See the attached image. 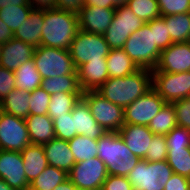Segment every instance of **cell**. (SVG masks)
I'll use <instances>...</instances> for the list:
<instances>
[{
  "label": "cell",
  "mask_w": 190,
  "mask_h": 190,
  "mask_svg": "<svg viewBox=\"0 0 190 190\" xmlns=\"http://www.w3.org/2000/svg\"><path fill=\"white\" fill-rule=\"evenodd\" d=\"M152 88V70L140 68L128 76L108 78L97 92L113 104L126 108Z\"/></svg>",
  "instance_id": "obj_1"
},
{
  "label": "cell",
  "mask_w": 190,
  "mask_h": 190,
  "mask_svg": "<svg viewBox=\"0 0 190 190\" xmlns=\"http://www.w3.org/2000/svg\"><path fill=\"white\" fill-rule=\"evenodd\" d=\"M78 30V14L56 8L44 10L41 45L69 50Z\"/></svg>",
  "instance_id": "obj_2"
},
{
  "label": "cell",
  "mask_w": 190,
  "mask_h": 190,
  "mask_svg": "<svg viewBox=\"0 0 190 190\" xmlns=\"http://www.w3.org/2000/svg\"><path fill=\"white\" fill-rule=\"evenodd\" d=\"M98 158L102 160L108 175L125 176L140 161L126 146L118 132H107L98 139Z\"/></svg>",
  "instance_id": "obj_3"
},
{
  "label": "cell",
  "mask_w": 190,
  "mask_h": 190,
  "mask_svg": "<svg viewBox=\"0 0 190 190\" xmlns=\"http://www.w3.org/2000/svg\"><path fill=\"white\" fill-rule=\"evenodd\" d=\"M123 50L139 68L150 70L156 68L161 54L155 44L154 28L147 23L129 36Z\"/></svg>",
  "instance_id": "obj_4"
},
{
  "label": "cell",
  "mask_w": 190,
  "mask_h": 190,
  "mask_svg": "<svg viewBox=\"0 0 190 190\" xmlns=\"http://www.w3.org/2000/svg\"><path fill=\"white\" fill-rule=\"evenodd\" d=\"M33 60L42 79L77 75L69 50L40 45L34 50Z\"/></svg>",
  "instance_id": "obj_5"
},
{
  "label": "cell",
  "mask_w": 190,
  "mask_h": 190,
  "mask_svg": "<svg viewBox=\"0 0 190 190\" xmlns=\"http://www.w3.org/2000/svg\"><path fill=\"white\" fill-rule=\"evenodd\" d=\"M173 170L168 162L140 159L127 178L134 190H164Z\"/></svg>",
  "instance_id": "obj_6"
},
{
  "label": "cell",
  "mask_w": 190,
  "mask_h": 190,
  "mask_svg": "<svg viewBox=\"0 0 190 190\" xmlns=\"http://www.w3.org/2000/svg\"><path fill=\"white\" fill-rule=\"evenodd\" d=\"M104 35L78 30L69 48L70 56L77 69L80 65L95 60H106L110 52Z\"/></svg>",
  "instance_id": "obj_7"
},
{
  "label": "cell",
  "mask_w": 190,
  "mask_h": 190,
  "mask_svg": "<svg viewBox=\"0 0 190 190\" xmlns=\"http://www.w3.org/2000/svg\"><path fill=\"white\" fill-rule=\"evenodd\" d=\"M82 99L87 103L97 123L106 132H118L124 123V108L113 104L97 91L82 92Z\"/></svg>",
  "instance_id": "obj_8"
},
{
  "label": "cell",
  "mask_w": 190,
  "mask_h": 190,
  "mask_svg": "<svg viewBox=\"0 0 190 190\" xmlns=\"http://www.w3.org/2000/svg\"><path fill=\"white\" fill-rule=\"evenodd\" d=\"M145 22L136 16L126 5L115 8L112 22L103 34L110 49H123L129 36Z\"/></svg>",
  "instance_id": "obj_9"
},
{
  "label": "cell",
  "mask_w": 190,
  "mask_h": 190,
  "mask_svg": "<svg viewBox=\"0 0 190 190\" xmlns=\"http://www.w3.org/2000/svg\"><path fill=\"white\" fill-rule=\"evenodd\" d=\"M152 87L166 103L188 98L190 97V71L152 72Z\"/></svg>",
  "instance_id": "obj_10"
},
{
  "label": "cell",
  "mask_w": 190,
  "mask_h": 190,
  "mask_svg": "<svg viewBox=\"0 0 190 190\" xmlns=\"http://www.w3.org/2000/svg\"><path fill=\"white\" fill-rule=\"evenodd\" d=\"M68 176L79 190H101L108 173L105 163L95 157L76 162Z\"/></svg>",
  "instance_id": "obj_11"
},
{
  "label": "cell",
  "mask_w": 190,
  "mask_h": 190,
  "mask_svg": "<svg viewBox=\"0 0 190 190\" xmlns=\"http://www.w3.org/2000/svg\"><path fill=\"white\" fill-rule=\"evenodd\" d=\"M30 144L25 119L0 110V149L21 152Z\"/></svg>",
  "instance_id": "obj_12"
},
{
  "label": "cell",
  "mask_w": 190,
  "mask_h": 190,
  "mask_svg": "<svg viewBox=\"0 0 190 190\" xmlns=\"http://www.w3.org/2000/svg\"><path fill=\"white\" fill-rule=\"evenodd\" d=\"M165 104L152 88L124 108V123L148 126Z\"/></svg>",
  "instance_id": "obj_13"
},
{
  "label": "cell",
  "mask_w": 190,
  "mask_h": 190,
  "mask_svg": "<svg viewBox=\"0 0 190 190\" xmlns=\"http://www.w3.org/2000/svg\"><path fill=\"white\" fill-rule=\"evenodd\" d=\"M24 169L20 152L0 149V179L16 190H28L29 183Z\"/></svg>",
  "instance_id": "obj_14"
},
{
  "label": "cell",
  "mask_w": 190,
  "mask_h": 190,
  "mask_svg": "<svg viewBox=\"0 0 190 190\" xmlns=\"http://www.w3.org/2000/svg\"><path fill=\"white\" fill-rule=\"evenodd\" d=\"M190 71V41L172 43L161 51L158 64L152 72L182 73Z\"/></svg>",
  "instance_id": "obj_15"
},
{
  "label": "cell",
  "mask_w": 190,
  "mask_h": 190,
  "mask_svg": "<svg viewBox=\"0 0 190 190\" xmlns=\"http://www.w3.org/2000/svg\"><path fill=\"white\" fill-rule=\"evenodd\" d=\"M115 8L84 6L78 13L79 29L103 35L110 26Z\"/></svg>",
  "instance_id": "obj_16"
},
{
  "label": "cell",
  "mask_w": 190,
  "mask_h": 190,
  "mask_svg": "<svg viewBox=\"0 0 190 190\" xmlns=\"http://www.w3.org/2000/svg\"><path fill=\"white\" fill-rule=\"evenodd\" d=\"M35 47L19 39L12 38L2 44L0 66L10 71H16L23 63L33 58Z\"/></svg>",
  "instance_id": "obj_17"
},
{
  "label": "cell",
  "mask_w": 190,
  "mask_h": 190,
  "mask_svg": "<svg viewBox=\"0 0 190 190\" xmlns=\"http://www.w3.org/2000/svg\"><path fill=\"white\" fill-rule=\"evenodd\" d=\"M118 134L135 157L145 158L154 135L148 126L124 124Z\"/></svg>",
  "instance_id": "obj_18"
},
{
  "label": "cell",
  "mask_w": 190,
  "mask_h": 190,
  "mask_svg": "<svg viewBox=\"0 0 190 190\" xmlns=\"http://www.w3.org/2000/svg\"><path fill=\"white\" fill-rule=\"evenodd\" d=\"M77 76L82 92L97 91L109 78L106 60L89 61L80 65Z\"/></svg>",
  "instance_id": "obj_19"
},
{
  "label": "cell",
  "mask_w": 190,
  "mask_h": 190,
  "mask_svg": "<svg viewBox=\"0 0 190 190\" xmlns=\"http://www.w3.org/2000/svg\"><path fill=\"white\" fill-rule=\"evenodd\" d=\"M74 118V130L77 135H84L93 140H98L107 133L94 119L87 103L81 98L72 109Z\"/></svg>",
  "instance_id": "obj_20"
},
{
  "label": "cell",
  "mask_w": 190,
  "mask_h": 190,
  "mask_svg": "<svg viewBox=\"0 0 190 190\" xmlns=\"http://www.w3.org/2000/svg\"><path fill=\"white\" fill-rule=\"evenodd\" d=\"M43 148L49 166L69 173L76 163L67 140L55 137L48 143L43 144Z\"/></svg>",
  "instance_id": "obj_21"
},
{
  "label": "cell",
  "mask_w": 190,
  "mask_h": 190,
  "mask_svg": "<svg viewBox=\"0 0 190 190\" xmlns=\"http://www.w3.org/2000/svg\"><path fill=\"white\" fill-rule=\"evenodd\" d=\"M44 10L32 9L13 37L37 48L41 45Z\"/></svg>",
  "instance_id": "obj_22"
},
{
  "label": "cell",
  "mask_w": 190,
  "mask_h": 190,
  "mask_svg": "<svg viewBox=\"0 0 190 190\" xmlns=\"http://www.w3.org/2000/svg\"><path fill=\"white\" fill-rule=\"evenodd\" d=\"M31 144L43 145L54 139L53 120L47 115H29L26 119Z\"/></svg>",
  "instance_id": "obj_23"
},
{
  "label": "cell",
  "mask_w": 190,
  "mask_h": 190,
  "mask_svg": "<svg viewBox=\"0 0 190 190\" xmlns=\"http://www.w3.org/2000/svg\"><path fill=\"white\" fill-rule=\"evenodd\" d=\"M24 164V170L28 183L41 174L49 166L43 145L30 144L21 152Z\"/></svg>",
  "instance_id": "obj_24"
},
{
  "label": "cell",
  "mask_w": 190,
  "mask_h": 190,
  "mask_svg": "<svg viewBox=\"0 0 190 190\" xmlns=\"http://www.w3.org/2000/svg\"><path fill=\"white\" fill-rule=\"evenodd\" d=\"M106 62L109 78L128 76L140 69L123 49H111Z\"/></svg>",
  "instance_id": "obj_25"
},
{
  "label": "cell",
  "mask_w": 190,
  "mask_h": 190,
  "mask_svg": "<svg viewBox=\"0 0 190 190\" xmlns=\"http://www.w3.org/2000/svg\"><path fill=\"white\" fill-rule=\"evenodd\" d=\"M29 93L14 88L1 100L0 110L15 117L26 119L29 116Z\"/></svg>",
  "instance_id": "obj_26"
},
{
  "label": "cell",
  "mask_w": 190,
  "mask_h": 190,
  "mask_svg": "<svg viewBox=\"0 0 190 190\" xmlns=\"http://www.w3.org/2000/svg\"><path fill=\"white\" fill-rule=\"evenodd\" d=\"M16 85L15 88L32 92L41 86L42 77L35 67L33 58L23 63L14 71Z\"/></svg>",
  "instance_id": "obj_27"
},
{
  "label": "cell",
  "mask_w": 190,
  "mask_h": 190,
  "mask_svg": "<svg viewBox=\"0 0 190 190\" xmlns=\"http://www.w3.org/2000/svg\"><path fill=\"white\" fill-rule=\"evenodd\" d=\"M172 43L190 41V12L162 17Z\"/></svg>",
  "instance_id": "obj_28"
},
{
  "label": "cell",
  "mask_w": 190,
  "mask_h": 190,
  "mask_svg": "<svg viewBox=\"0 0 190 190\" xmlns=\"http://www.w3.org/2000/svg\"><path fill=\"white\" fill-rule=\"evenodd\" d=\"M69 178L62 169L47 166L34 180L29 183L28 190H54L59 184Z\"/></svg>",
  "instance_id": "obj_29"
},
{
  "label": "cell",
  "mask_w": 190,
  "mask_h": 190,
  "mask_svg": "<svg viewBox=\"0 0 190 190\" xmlns=\"http://www.w3.org/2000/svg\"><path fill=\"white\" fill-rule=\"evenodd\" d=\"M82 98V93H62L52 94L48 105L47 115L52 119L57 116L66 115L72 112L74 106Z\"/></svg>",
  "instance_id": "obj_30"
},
{
  "label": "cell",
  "mask_w": 190,
  "mask_h": 190,
  "mask_svg": "<svg viewBox=\"0 0 190 190\" xmlns=\"http://www.w3.org/2000/svg\"><path fill=\"white\" fill-rule=\"evenodd\" d=\"M49 95L62 93H82L77 75H63L42 79L41 86Z\"/></svg>",
  "instance_id": "obj_31"
},
{
  "label": "cell",
  "mask_w": 190,
  "mask_h": 190,
  "mask_svg": "<svg viewBox=\"0 0 190 190\" xmlns=\"http://www.w3.org/2000/svg\"><path fill=\"white\" fill-rule=\"evenodd\" d=\"M177 126L176 113L172 103H166L148 125L153 134L167 135Z\"/></svg>",
  "instance_id": "obj_32"
},
{
  "label": "cell",
  "mask_w": 190,
  "mask_h": 190,
  "mask_svg": "<svg viewBox=\"0 0 190 190\" xmlns=\"http://www.w3.org/2000/svg\"><path fill=\"white\" fill-rule=\"evenodd\" d=\"M75 162L90 160L98 157V140L90 139L84 135H77L68 141Z\"/></svg>",
  "instance_id": "obj_33"
},
{
  "label": "cell",
  "mask_w": 190,
  "mask_h": 190,
  "mask_svg": "<svg viewBox=\"0 0 190 190\" xmlns=\"http://www.w3.org/2000/svg\"><path fill=\"white\" fill-rule=\"evenodd\" d=\"M166 161L174 174L190 178V148H168Z\"/></svg>",
  "instance_id": "obj_34"
},
{
  "label": "cell",
  "mask_w": 190,
  "mask_h": 190,
  "mask_svg": "<svg viewBox=\"0 0 190 190\" xmlns=\"http://www.w3.org/2000/svg\"><path fill=\"white\" fill-rule=\"evenodd\" d=\"M33 8L31 6H7L0 8V19L11 29L12 33L23 24Z\"/></svg>",
  "instance_id": "obj_35"
},
{
  "label": "cell",
  "mask_w": 190,
  "mask_h": 190,
  "mask_svg": "<svg viewBox=\"0 0 190 190\" xmlns=\"http://www.w3.org/2000/svg\"><path fill=\"white\" fill-rule=\"evenodd\" d=\"M126 6L145 23L161 17L157 0H128Z\"/></svg>",
  "instance_id": "obj_36"
},
{
  "label": "cell",
  "mask_w": 190,
  "mask_h": 190,
  "mask_svg": "<svg viewBox=\"0 0 190 190\" xmlns=\"http://www.w3.org/2000/svg\"><path fill=\"white\" fill-rule=\"evenodd\" d=\"M51 95L41 87L29 93V115H45L48 113V105Z\"/></svg>",
  "instance_id": "obj_37"
},
{
  "label": "cell",
  "mask_w": 190,
  "mask_h": 190,
  "mask_svg": "<svg viewBox=\"0 0 190 190\" xmlns=\"http://www.w3.org/2000/svg\"><path fill=\"white\" fill-rule=\"evenodd\" d=\"M53 125L56 138L69 141L77 136L71 112L66 115L57 116V119L53 120Z\"/></svg>",
  "instance_id": "obj_38"
},
{
  "label": "cell",
  "mask_w": 190,
  "mask_h": 190,
  "mask_svg": "<svg viewBox=\"0 0 190 190\" xmlns=\"http://www.w3.org/2000/svg\"><path fill=\"white\" fill-rule=\"evenodd\" d=\"M167 153L168 148L165 135L154 134L144 159L149 162L165 161Z\"/></svg>",
  "instance_id": "obj_39"
},
{
  "label": "cell",
  "mask_w": 190,
  "mask_h": 190,
  "mask_svg": "<svg viewBox=\"0 0 190 190\" xmlns=\"http://www.w3.org/2000/svg\"><path fill=\"white\" fill-rule=\"evenodd\" d=\"M150 28H154L155 44L162 51L172 44L165 20L162 17L146 22Z\"/></svg>",
  "instance_id": "obj_40"
},
{
  "label": "cell",
  "mask_w": 190,
  "mask_h": 190,
  "mask_svg": "<svg viewBox=\"0 0 190 190\" xmlns=\"http://www.w3.org/2000/svg\"><path fill=\"white\" fill-rule=\"evenodd\" d=\"M161 17L190 12V0H157Z\"/></svg>",
  "instance_id": "obj_41"
},
{
  "label": "cell",
  "mask_w": 190,
  "mask_h": 190,
  "mask_svg": "<svg viewBox=\"0 0 190 190\" xmlns=\"http://www.w3.org/2000/svg\"><path fill=\"white\" fill-rule=\"evenodd\" d=\"M167 148H190L188 129L176 126L165 135Z\"/></svg>",
  "instance_id": "obj_42"
},
{
  "label": "cell",
  "mask_w": 190,
  "mask_h": 190,
  "mask_svg": "<svg viewBox=\"0 0 190 190\" xmlns=\"http://www.w3.org/2000/svg\"><path fill=\"white\" fill-rule=\"evenodd\" d=\"M172 105L176 113L177 126L190 129V97L174 101Z\"/></svg>",
  "instance_id": "obj_43"
},
{
  "label": "cell",
  "mask_w": 190,
  "mask_h": 190,
  "mask_svg": "<svg viewBox=\"0 0 190 190\" xmlns=\"http://www.w3.org/2000/svg\"><path fill=\"white\" fill-rule=\"evenodd\" d=\"M15 85L14 72L0 66V102L15 88Z\"/></svg>",
  "instance_id": "obj_44"
},
{
  "label": "cell",
  "mask_w": 190,
  "mask_h": 190,
  "mask_svg": "<svg viewBox=\"0 0 190 190\" xmlns=\"http://www.w3.org/2000/svg\"><path fill=\"white\" fill-rule=\"evenodd\" d=\"M101 190H134L125 176L108 175Z\"/></svg>",
  "instance_id": "obj_45"
},
{
  "label": "cell",
  "mask_w": 190,
  "mask_h": 190,
  "mask_svg": "<svg viewBox=\"0 0 190 190\" xmlns=\"http://www.w3.org/2000/svg\"><path fill=\"white\" fill-rule=\"evenodd\" d=\"M164 190H190V178L173 173Z\"/></svg>",
  "instance_id": "obj_46"
},
{
  "label": "cell",
  "mask_w": 190,
  "mask_h": 190,
  "mask_svg": "<svg viewBox=\"0 0 190 190\" xmlns=\"http://www.w3.org/2000/svg\"><path fill=\"white\" fill-rule=\"evenodd\" d=\"M55 8L78 14L85 6V0H56Z\"/></svg>",
  "instance_id": "obj_47"
},
{
  "label": "cell",
  "mask_w": 190,
  "mask_h": 190,
  "mask_svg": "<svg viewBox=\"0 0 190 190\" xmlns=\"http://www.w3.org/2000/svg\"><path fill=\"white\" fill-rule=\"evenodd\" d=\"M128 0H85V6H96L101 8H116L126 5Z\"/></svg>",
  "instance_id": "obj_48"
},
{
  "label": "cell",
  "mask_w": 190,
  "mask_h": 190,
  "mask_svg": "<svg viewBox=\"0 0 190 190\" xmlns=\"http://www.w3.org/2000/svg\"><path fill=\"white\" fill-rule=\"evenodd\" d=\"M56 0H28L29 5L33 9L47 10L54 9Z\"/></svg>",
  "instance_id": "obj_49"
},
{
  "label": "cell",
  "mask_w": 190,
  "mask_h": 190,
  "mask_svg": "<svg viewBox=\"0 0 190 190\" xmlns=\"http://www.w3.org/2000/svg\"><path fill=\"white\" fill-rule=\"evenodd\" d=\"M13 38L11 29L0 19V44H5Z\"/></svg>",
  "instance_id": "obj_50"
},
{
  "label": "cell",
  "mask_w": 190,
  "mask_h": 190,
  "mask_svg": "<svg viewBox=\"0 0 190 190\" xmlns=\"http://www.w3.org/2000/svg\"><path fill=\"white\" fill-rule=\"evenodd\" d=\"M30 6L28 0H0V8L7 6Z\"/></svg>",
  "instance_id": "obj_51"
},
{
  "label": "cell",
  "mask_w": 190,
  "mask_h": 190,
  "mask_svg": "<svg viewBox=\"0 0 190 190\" xmlns=\"http://www.w3.org/2000/svg\"><path fill=\"white\" fill-rule=\"evenodd\" d=\"M54 190H79L68 178L61 184H59Z\"/></svg>",
  "instance_id": "obj_52"
},
{
  "label": "cell",
  "mask_w": 190,
  "mask_h": 190,
  "mask_svg": "<svg viewBox=\"0 0 190 190\" xmlns=\"http://www.w3.org/2000/svg\"><path fill=\"white\" fill-rule=\"evenodd\" d=\"M0 190H16L11 188L3 179H0Z\"/></svg>",
  "instance_id": "obj_53"
}]
</instances>
